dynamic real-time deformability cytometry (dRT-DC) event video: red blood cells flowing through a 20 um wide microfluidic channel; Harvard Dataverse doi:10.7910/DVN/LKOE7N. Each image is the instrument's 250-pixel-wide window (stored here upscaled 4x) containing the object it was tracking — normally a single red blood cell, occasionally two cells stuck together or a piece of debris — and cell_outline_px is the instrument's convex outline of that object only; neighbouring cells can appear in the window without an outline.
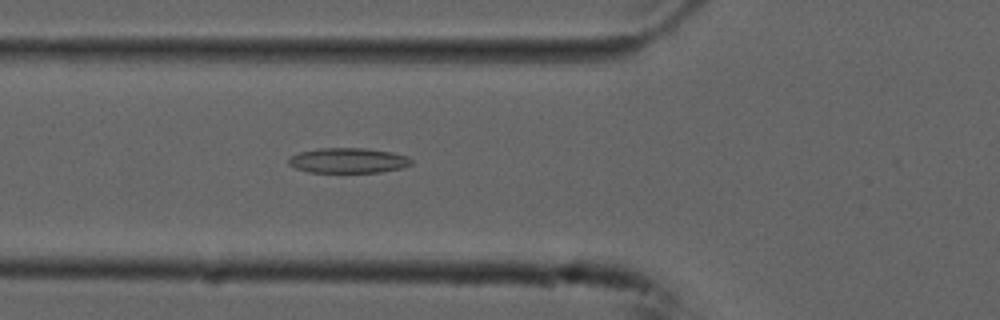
{"species": "common noctule bat (a hibernating species)", "species_latin": "Nyctalus noctula", "temperature_condition": "cold", "stored_images_in_passage": 42, "camera_frame_rate_fps": 3000, "um_per_image_px": 0.085, "animal": {"sex": "male", "forearm_length_mm": 52.5}, "frame": {"image": 1, "passage_image": 8, "time_ms": 2.333, "image_size_px": [1000, 320], "cell_outline_px": [[412, 164], [400, 168], [380, 172], [308, 172], [296, 168], [288, 164], [288, 156], [300, 152], [320, 148], [364, 148], [392, 152], [408, 156], [412, 160]], "centroid_in_image_um": [29.58, 13.64], "position_along_channel_um": 96.2, "area_um2": 17.98}}
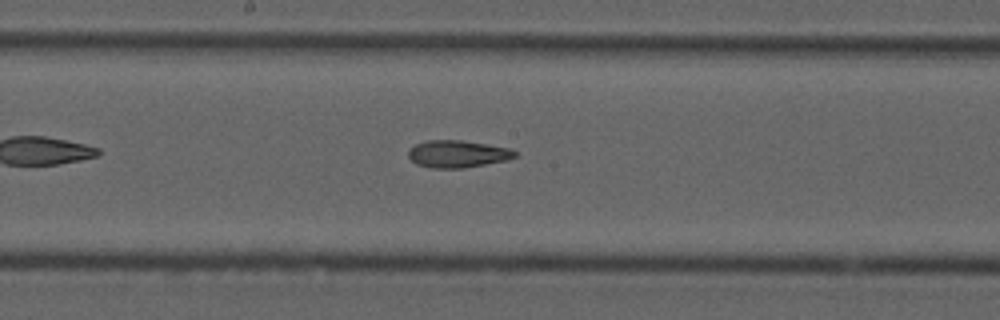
{"frame": {"image": 2, "passage_image": 17, "time_ms": 5.333, "image_size_px": [1000, 320], "cell_outline_px": [[516, 156], [508, 160], [464, 168], [432, 168], [416, 164], [408, 156], [408, 148], [416, 144], [428, 140], [460, 140], [508, 148], [516, 152]], "centroid_in_image_um": [38.86, 13.09], "position_along_channel_um": 209.3, "area_um2": 16.82}}
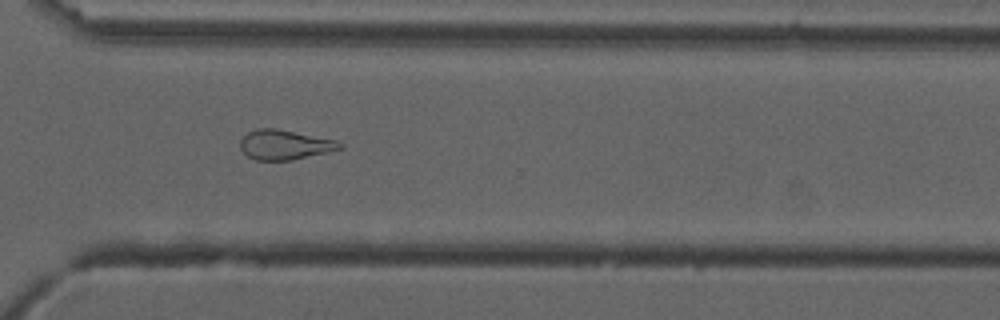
{"frame": {"image": 3, "passage_image": 28, "time_ms": 9.0, "image_size_px": [1000, 320], "cell_outline_px": [[344, 144], [340, 148], [292, 160], [256, 160], [248, 156], [240, 148], [240, 140], [248, 132], [256, 128], [276, 128], [336, 140]], "centroid_in_image_um": [24.15, 12.29], "position_along_channel_um": 346.4, "area_um2": 16.99}, "authors_computed_cell_mechanics": {"area_um2": 17.8313, "velocity_mm_per_s": 3.7602, "shape_relaxation_time_tau1_ms": null, "shape_relaxation_time_tau2_ms": 4.6892, "deformation_change_tau1": null, "deformation_change_tau2": 0.1369}}